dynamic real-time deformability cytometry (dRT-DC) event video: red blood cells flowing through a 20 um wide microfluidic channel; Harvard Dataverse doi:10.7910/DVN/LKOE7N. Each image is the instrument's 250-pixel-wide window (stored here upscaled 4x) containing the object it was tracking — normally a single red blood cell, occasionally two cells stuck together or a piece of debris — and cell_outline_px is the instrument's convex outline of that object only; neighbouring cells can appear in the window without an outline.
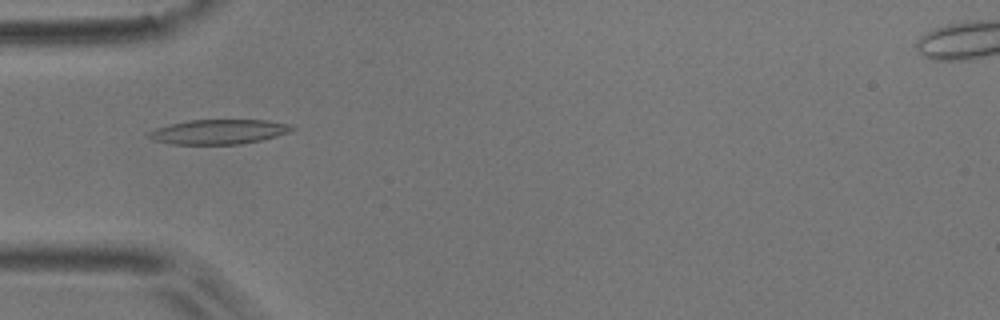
{"species": "common noctule bat (a hibernating species)", "species_latin": "Nyctalus noctula", "temperature_condition": "room temperature", "stored_images_in_passage": 27, "camera_frame_rate_fps": 3000, "um_per_image_px": 0.085, "animal": {"sex": "male", "body_mass_g": 17.9}, "frame": {"image": 1, "passage_image": 1, "time_ms": 0.0, "image_size_px": [1000, 320], "cell_outline_px": [[296, 128], [288, 132], [276, 136], [260, 140], [240, 144], [172, 144], [152, 140], [148, 136], [148, 132], [156, 128], [188, 120], [268, 120], [288, 124]], "centroid_in_image_um": [18.58, 11.2], "position_along_channel_um": 66.4, "area_um2": 20.4}}
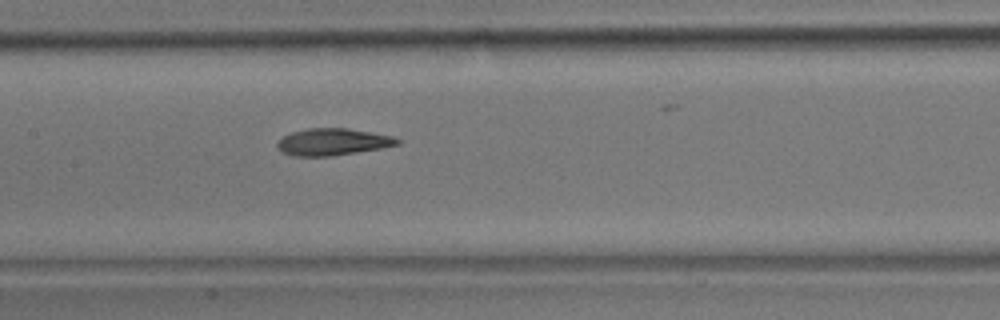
{"frame": {"image": 2, "passage_image": 10, "time_ms": 3.0, "image_size_px": [1000, 320], "cell_outline_px": [[404, 140], [400, 144], [380, 148], [328, 156], [292, 156], [280, 152], [276, 148], [276, 144], [284, 136], [292, 132], [308, 128], [348, 128], [392, 136]], "centroid_in_image_um": [28.27, 12.06], "position_along_channel_um": 179.1, "area_um2": 18.79}}
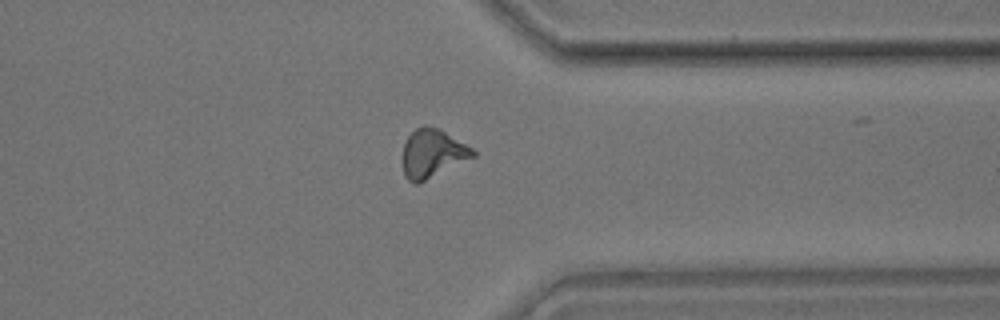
{"frame": {"image": 3, "passage_image": 26, "time_ms": 8.333, "image_size_px": [1000, 320], "cell_outline_px": [[476, 156], [420, 184], [412, 184], [404, 176], [400, 160], [404, 144], [408, 136], [416, 128], [424, 124], [440, 128], [472, 148], [476, 152]], "centroid_in_image_um": [36.72, 13.07], "position_along_channel_um": 374.7, "area_um2": 20.52}}